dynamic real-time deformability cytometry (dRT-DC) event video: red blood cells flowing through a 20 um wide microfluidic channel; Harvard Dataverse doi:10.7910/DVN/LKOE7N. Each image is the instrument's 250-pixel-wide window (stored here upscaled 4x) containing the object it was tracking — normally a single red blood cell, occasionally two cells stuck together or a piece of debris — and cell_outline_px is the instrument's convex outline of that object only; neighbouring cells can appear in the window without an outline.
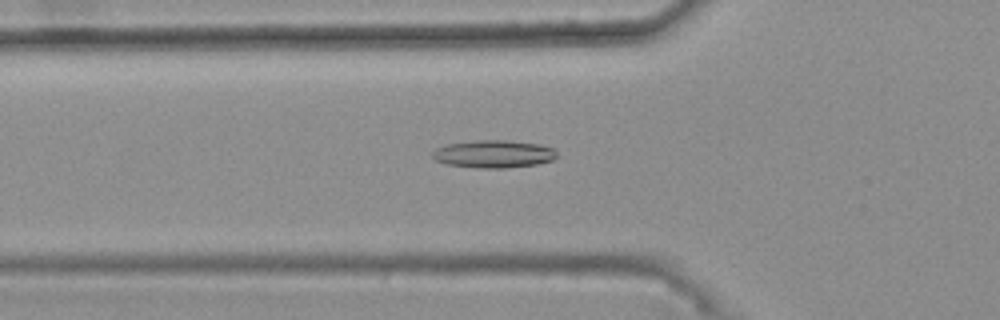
{"species": "common noctule bat (a hibernating species)", "species_latin": "Nyctalus noctula", "temperature_condition": "warm", "stored_images_in_passage": 27, "camera_frame_rate_fps": 3000, "um_per_image_px": 0.085, "animal": {"sex": "female", "body_mass_g": 25.1}, "frame": {"image": 1, "passage_image": 3, "time_ms": 0.667, "image_size_px": [1000, 320], "cell_outline_px": [[556, 156], [552, 160], [536, 164], [504, 168], [480, 168], [448, 164], [436, 160], [432, 156], [432, 152], [436, 148], [448, 144], [476, 140], [508, 140], [540, 144], [552, 148], [556, 152]], "centroid_in_image_um": [41.96, 13.08], "position_along_channel_um": 83.8, "area_um2": 19.88}}
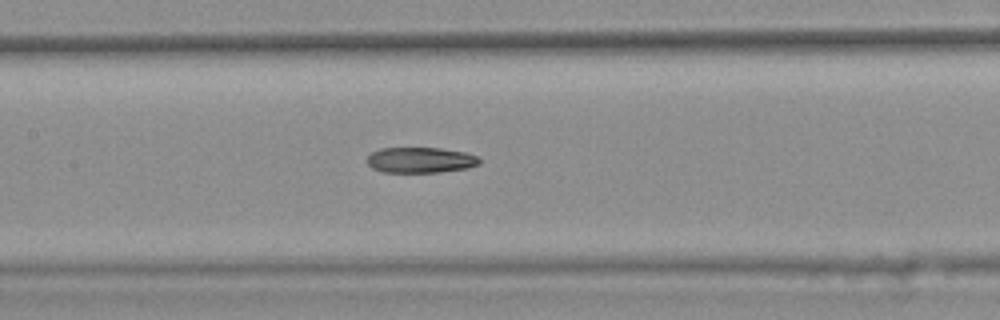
{"frame": {"image": 2, "passage_image": 10, "time_ms": 3.0, "image_size_px": [1000, 320], "cell_outline_px": [[480, 164], [468, 168], [440, 172], [380, 172], [372, 168], [364, 160], [372, 152], [380, 148], [440, 148], [464, 152], [476, 156], [480, 160]], "centroid_in_image_um": [35.7, 13.61], "position_along_channel_um": 171.7, "area_um2": 16.88}}
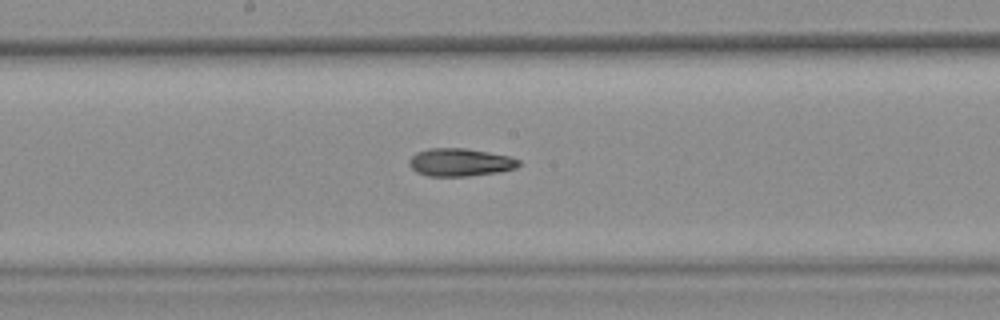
{"frame": {"image": 3, "passage_image": 13, "time_ms": 4.0, "image_size_px": [1000, 320], "cell_outline_px": [[520, 164], [516, 168], [500, 172], [468, 176], [428, 176], [416, 172], [408, 164], [408, 160], [416, 152], [428, 148], [464, 148], [488, 152], [508, 156], [520, 160]], "centroid_in_image_um": [39.09, 13.8], "position_along_channel_um": 209.1, "area_um2": 17.86}, "authors_computed_cell_mechanics": {"area_um2": 17.918, "velocity_mm_per_s": 3.7407, "shape_relaxation_time_tau1_ms": null, "shape_relaxation_time_tau2_ms": 5.7887, "deformation_change_tau1": null, "deformation_change_tau2": 0.1534}}